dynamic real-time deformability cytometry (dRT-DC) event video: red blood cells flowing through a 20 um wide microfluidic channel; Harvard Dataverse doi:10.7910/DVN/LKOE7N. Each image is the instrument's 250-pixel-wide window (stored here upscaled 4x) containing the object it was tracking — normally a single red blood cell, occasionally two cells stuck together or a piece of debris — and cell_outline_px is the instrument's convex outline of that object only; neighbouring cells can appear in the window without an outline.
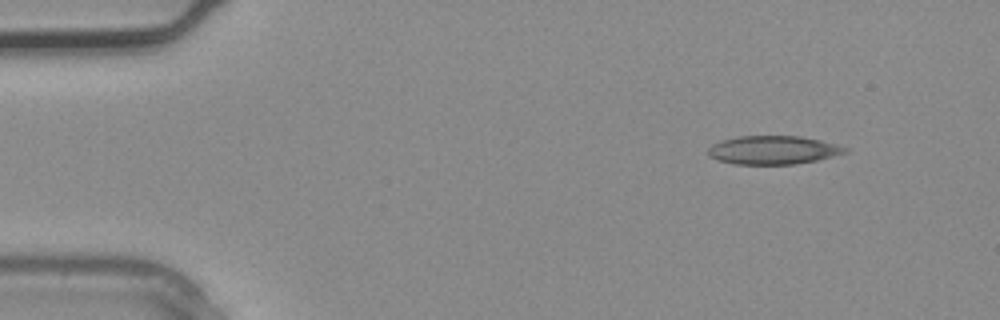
{"species": "common noctule bat (a hibernating species)", "species_latin": "Nyctalus noctula", "temperature_condition": "warm", "stored_images_in_passage": 3, "camera_frame_rate_fps": 3000, "um_per_image_px": 0.085, "animal": {"sex": "male", "body_mass_g": 20.4}, "frame": {"image": 1, "passage_image": 3, "time_ms": 0.667, "image_size_px": [1000, 320], "cell_outline_px": [[848, 152], [816, 160], [796, 164], [732, 164], [716, 160], [708, 152], [708, 148], [712, 144], [720, 140], [740, 136], [800, 136], [820, 140], [848, 148]], "centroid_in_image_um": [65.69, 12.75], "position_along_channel_um": 19.3, "area_um2": 22.66}}